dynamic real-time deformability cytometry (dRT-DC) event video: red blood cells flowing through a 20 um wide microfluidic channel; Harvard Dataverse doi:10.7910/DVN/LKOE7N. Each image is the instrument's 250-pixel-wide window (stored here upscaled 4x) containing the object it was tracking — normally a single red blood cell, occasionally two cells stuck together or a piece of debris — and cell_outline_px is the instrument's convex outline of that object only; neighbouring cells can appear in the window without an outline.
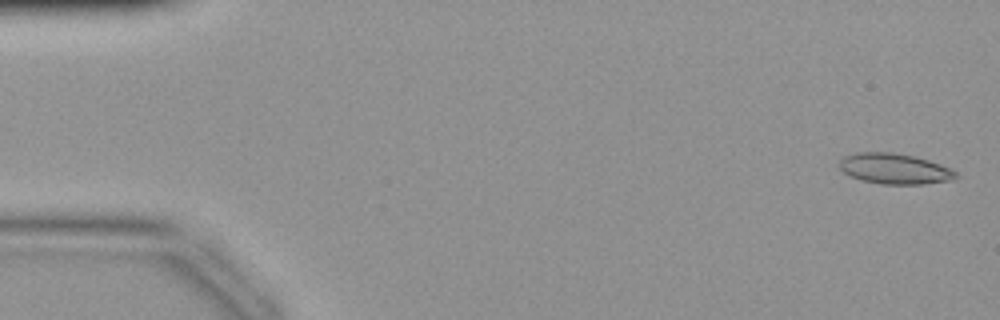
{"species": "common noctule bat (a hibernating species)", "species_latin": "Nyctalus noctula", "temperature_condition": "warm", "stored_images_in_passage": 43, "camera_frame_rate_fps": 3000, "um_per_image_px": 0.085, "animal": {"sex": "female", "body_mass_g": 19.9}, "frame": {"image": 1, "passage_image": 1, "time_ms": 0.0, "image_size_px": [1000, 320], "cell_outline_px": [[960, 176], [952, 180], [924, 184], [880, 184], [860, 180], [848, 176], [840, 168], [840, 160], [844, 156], [856, 152], [892, 152], [916, 156], [952, 168]], "centroid_in_image_um": [76.05, 14.34], "position_along_channel_um": 8.9, "area_um2": 21.04}}
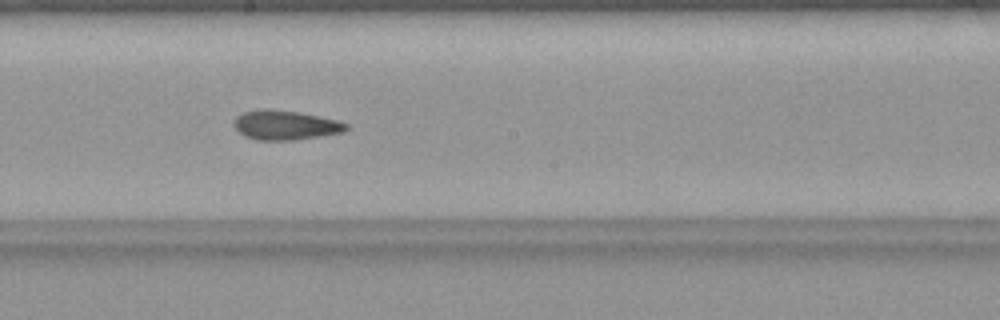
{"frame": {"image": 2, "passage_image": 23, "time_ms": 7.333, "image_size_px": [1000, 320], "cell_outline_px": [[348, 128], [344, 132], [320, 136], [292, 140], [256, 140], [244, 136], [232, 124], [232, 120], [236, 116], [244, 112], [264, 108], [268, 108], [300, 112], [340, 120], [348, 124]], "centroid_in_image_um": [24.25, 10.62], "position_along_channel_um": 223.9, "area_um2": 19.54}}
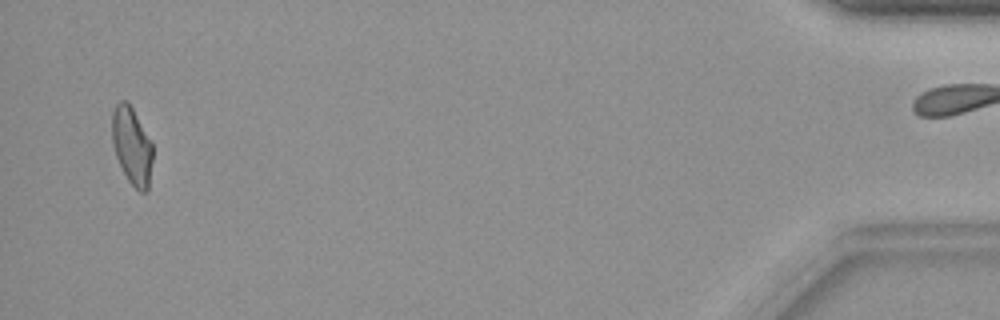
{"frame": {"image": 3, "passage_image": 41, "time_ms": 13.333, "image_size_px": [1000, 320], "cell_outline_px": [[152, 160], [148, 192], [140, 192], [128, 180], [116, 156], [112, 144], [112, 112], [116, 104], [120, 100], [128, 100], [152, 140]], "centroid_in_image_um": [11.22, 12.36], "position_along_channel_um": 424.0, "area_um2": 18.55}}